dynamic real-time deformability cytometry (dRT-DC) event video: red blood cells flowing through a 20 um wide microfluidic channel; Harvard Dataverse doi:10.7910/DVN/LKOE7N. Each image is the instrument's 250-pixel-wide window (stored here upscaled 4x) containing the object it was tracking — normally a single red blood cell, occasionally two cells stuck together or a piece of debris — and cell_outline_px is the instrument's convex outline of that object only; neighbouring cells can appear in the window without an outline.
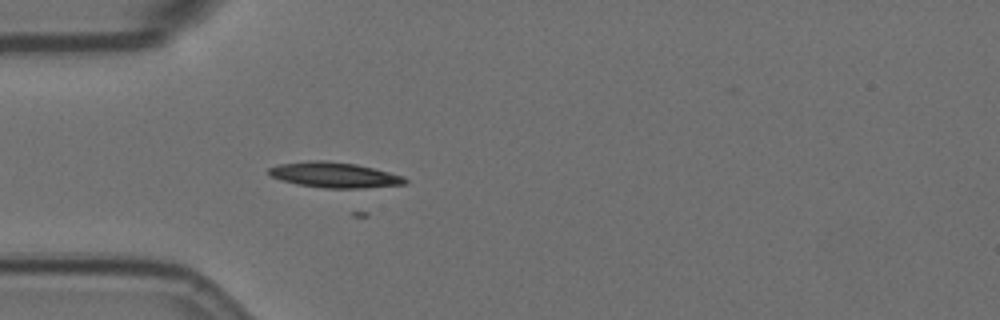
{"species": "Egyptian fruit bat (a non-hibernating species)", "species_latin": "Rousettus aegyptiacus", "temperature_condition": "room temperature", "stored_images_in_passage": 2, "camera_frame_rate_fps": 3000, "um_per_image_px": 0.085, "animal": {"sex": "female"}, "frame": {"image": 1, "passage_image": 2, "time_ms": 1.333, "image_size_px": [1000, 320], "cell_outline_px": [[408, 184], [364, 188], [324, 188], [296, 184], [280, 180], [272, 176], [268, 172], [268, 168], [280, 164], [308, 160], [324, 160], [356, 164], [404, 176], [408, 180]], "centroid_in_image_um": [28.43, 14.87], "position_along_channel_um": 56.6, "area_um2": 20.23}}